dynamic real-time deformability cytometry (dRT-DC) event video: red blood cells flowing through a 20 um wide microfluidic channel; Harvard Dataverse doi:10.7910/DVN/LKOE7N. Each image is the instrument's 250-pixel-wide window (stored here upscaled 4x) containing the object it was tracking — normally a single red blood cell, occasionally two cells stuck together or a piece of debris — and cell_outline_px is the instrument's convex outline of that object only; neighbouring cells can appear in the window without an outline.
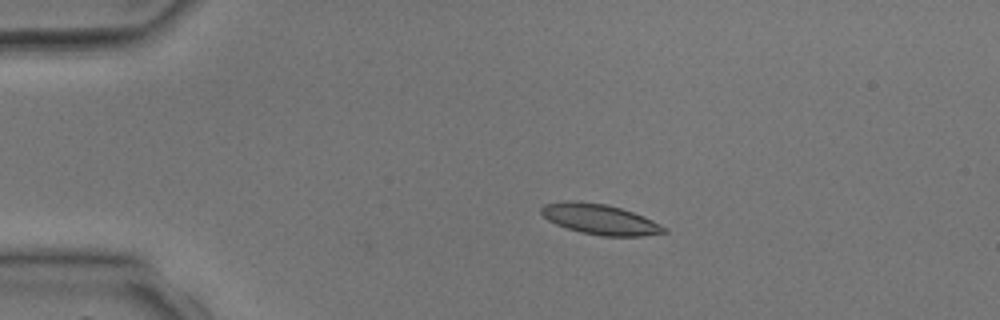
{"species": "common noctule bat (a hibernating species)", "species_latin": "Nyctalus noctula", "temperature_condition": "room temperature", "stored_images_in_passage": 3, "camera_frame_rate_fps": 3000, "um_per_image_px": 0.085, "animal": {"sex": "male", "body_mass_g": 17.9, "forearm_length_mm": 54.2}, "frame": {"image": 1, "passage_image": 2, "time_ms": 1.333, "image_size_px": [1000, 320], "cell_outline_px": [[668, 232], [644, 236], [600, 236], [580, 232], [556, 224], [548, 220], [540, 212], [540, 208], [544, 204], [568, 200], [576, 200], [608, 204], [644, 216], [668, 228]], "centroid_in_image_um": [51.0, 18.63], "position_along_channel_um": 34.0, "area_um2": 21.91}}